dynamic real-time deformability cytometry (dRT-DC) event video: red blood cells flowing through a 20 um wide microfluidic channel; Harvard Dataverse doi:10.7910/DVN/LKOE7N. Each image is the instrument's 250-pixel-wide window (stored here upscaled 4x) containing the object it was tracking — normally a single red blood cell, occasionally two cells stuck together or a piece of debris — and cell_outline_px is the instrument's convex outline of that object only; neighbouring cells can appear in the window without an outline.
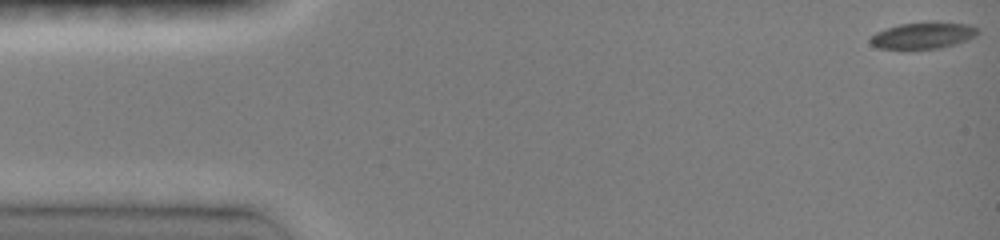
{"species": "common noctule bat (a hibernating species)", "species_latin": "Nyctalus noctula", "temperature_condition": "room temperature", "stored_images_in_passage": 67, "camera_frame_rate_fps": 3000, "um_per_image_px": 0.085, "animal": {"sex": "female", "body_mass_g": 19.0, "forearm_length_mm": 51.5}, "frame": {"image": 1, "passage_image": 1, "time_ms": 0.0, "image_size_px": [1000, 240], "cell_outline_px": [[980, 32], [976, 36], [968, 40], [956, 44], [940, 48], [900, 52], [876, 48], [868, 40], [876, 32], [900, 24], [932, 20], [936, 20], [968, 24], [980, 28]], "centroid_in_image_um": [78.47, 3.04], "position_along_channel_um": 6.5, "area_um2": 17.86}}
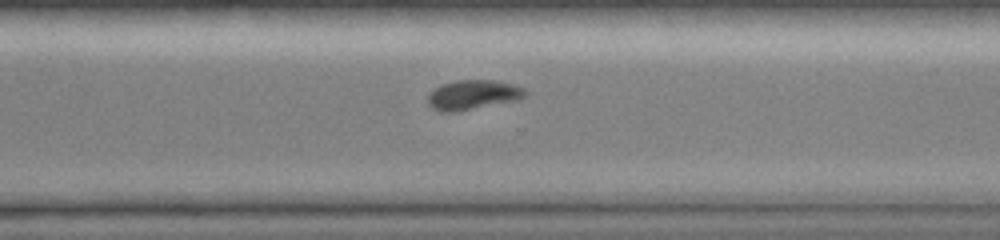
{"frame": {"image": 2, "passage_image": 41, "time_ms": 11.0, "image_size_px": [1000, 240], "cell_outline_px": [[528, 92], [520, 100], [456, 112], [444, 112], [432, 108], [428, 104], [428, 96], [440, 84], [456, 80], [496, 80], [512, 84], [524, 88]], "centroid_in_image_um": [40.23, 8.06], "position_along_channel_um": 330.4, "area_um2": 16.94}}
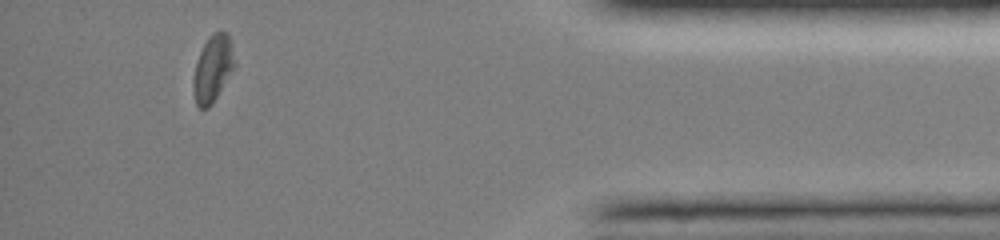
{"frame": {"image": 3, "passage_image": 58, "time_ms": 14.0, "image_size_px": [1000, 240], "cell_outline_px": [[236, 64], [212, 104], [208, 108], [200, 108], [196, 104], [192, 88], [192, 84], [196, 60], [208, 36], [212, 32], [228, 32], [232, 40]], "centroid_in_image_um": [18.09, 5.79], "position_along_channel_um": 417.1, "area_um2": 16.24}, "authors_computed_cell_mechanics": {"area_um2": 17.1666, "velocity_mm_per_s": 4.0746, "shape_relaxation_time_tau1_ms": 3.6554, "shape_relaxation_time_tau2_ms": null, "deformation_change_tau1": 0.1194, "deformation_change_tau2": null}}